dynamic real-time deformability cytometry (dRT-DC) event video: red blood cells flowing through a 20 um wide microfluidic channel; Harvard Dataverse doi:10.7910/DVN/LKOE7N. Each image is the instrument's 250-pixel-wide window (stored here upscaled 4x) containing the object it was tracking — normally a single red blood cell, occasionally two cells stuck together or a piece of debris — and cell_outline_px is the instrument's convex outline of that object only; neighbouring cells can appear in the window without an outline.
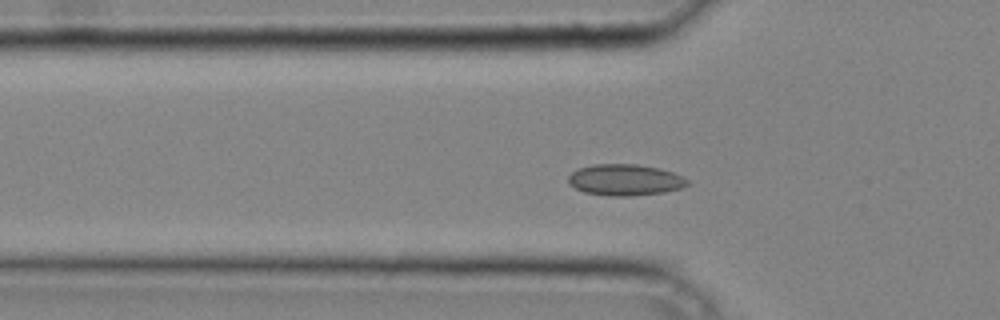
{"species": "common noctule bat (a hibernating species)", "species_latin": "Nyctalus noctula", "temperature_condition": "cold", "stored_images_in_passage": 37, "camera_frame_rate_fps": 3000, "um_per_image_px": 0.085, "animal": {"sex": "male", "body_mass_g": 20.4}, "frame": {"image": 1, "passage_image": 11, "time_ms": 3.333, "image_size_px": [1000, 320], "cell_outline_px": [[688, 184], [680, 188], [664, 192], [628, 196], [608, 196], [584, 192], [568, 184], [568, 176], [572, 172], [580, 168], [596, 164], [636, 164], [660, 168], [672, 172], [688, 180]], "centroid_in_image_um": [53.1, 15.29], "position_along_channel_um": 72.7, "area_um2": 21.56}}
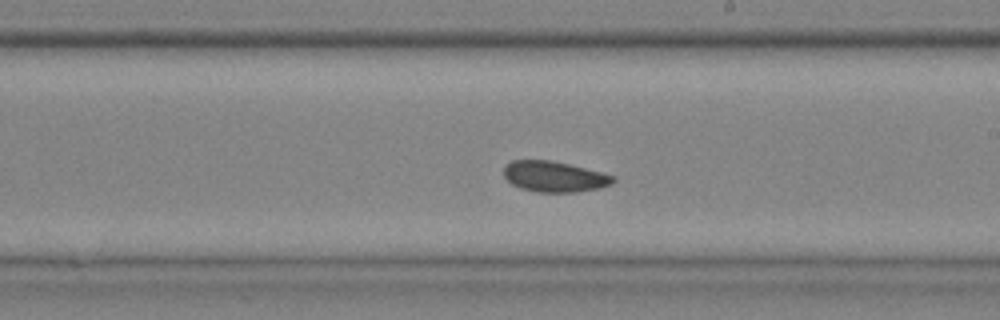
{"frame": {"image": 2, "passage_image": 22, "time_ms": 7.0, "image_size_px": [1000, 320], "cell_outline_px": [[616, 180], [612, 184], [600, 188], [576, 192], [536, 192], [520, 188], [512, 184], [504, 176], [504, 168], [512, 160], [552, 160], [616, 176]], "centroid_in_image_um": [47.13, 15.02], "position_along_channel_um": 241.9, "area_um2": 19.54}}
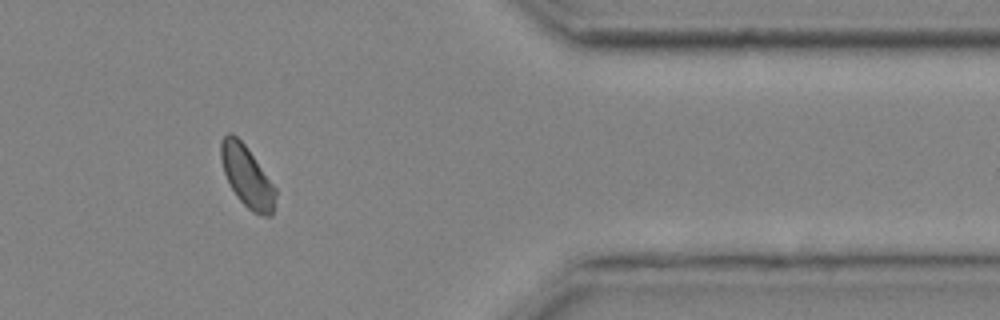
{"frame": {"image": 3, "passage_image": 33, "time_ms": 10.667, "image_size_px": [1000, 320], "cell_outline_px": [[276, 196], [272, 216], [264, 216], [252, 212], [236, 196], [224, 172], [220, 156], [220, 140], [228, 132], [232, 132], [244, 144], [276, 188]], "centroid_in_image_um": [20.99, 15.0], "position_along_channel_um": 390.4, "area_um2": 19.25}}